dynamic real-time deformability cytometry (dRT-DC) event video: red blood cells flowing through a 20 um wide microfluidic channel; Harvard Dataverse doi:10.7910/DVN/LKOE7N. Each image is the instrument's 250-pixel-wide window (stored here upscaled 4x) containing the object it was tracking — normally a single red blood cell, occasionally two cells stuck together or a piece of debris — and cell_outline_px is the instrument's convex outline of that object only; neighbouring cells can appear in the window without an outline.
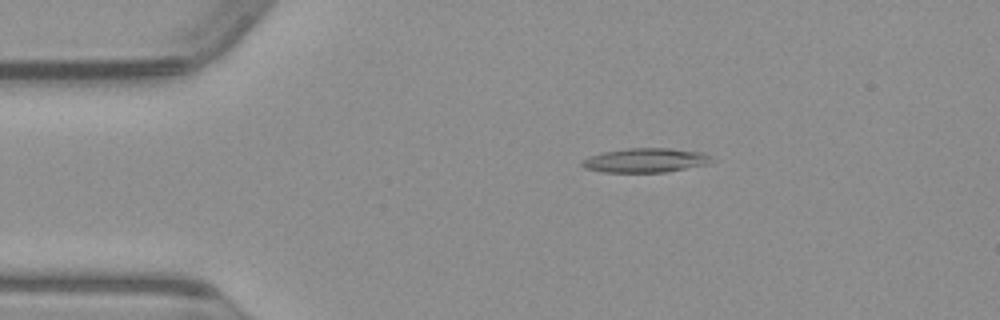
{"species": "common noctule bat (a hibernating species)", "species_latin": "Nyctalus noctula", "temperature_condition": "warm", "stored_images_in_passage": 50, "camera_frame_rate_fps": 3000, "um_per_image_px": 0.085, "animal": {"sex": "male", "body_mass_g": 23.1, "forearm_length_mm": 52.7}, "frame": {"image": 1, "passage_image": 9, "time_ms": 2.667, "image_size_px": [1000, 320], "cell_outline_px": [[712, 160], [708, 164], [664, 172], [604, 172], [584, 168], [580, 164], [580, 160], [588, 156], [604, 152], [628, 148], [668, 148], [704, 152], [712, 156]], "centroid_in_image_um": [54.84, 13.62], "position_along_channel_um": 30.2, "area_um2": 18.38}}
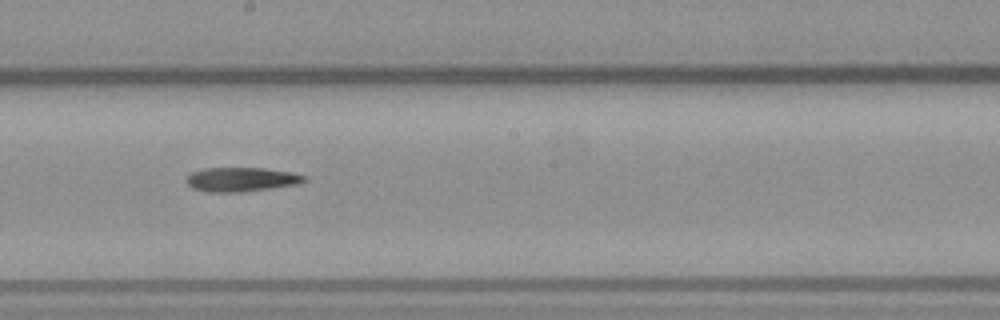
{"frame": {"image": 2, "passage_image": 27, "time_ms": 8.667, "image_size_px": [1000, 320], "cell_outline_px": [[308, 180], [296, 184], [244, 192], [208, 192], [192, 188], [184, 180], [192, 172], [204, 168], [264, 168], [288, 172], [308, 176]], "centroid_in_image_um": [20.49, 15.25], "position_along_channel_um": 227.7, "area_um2": 16.59}}
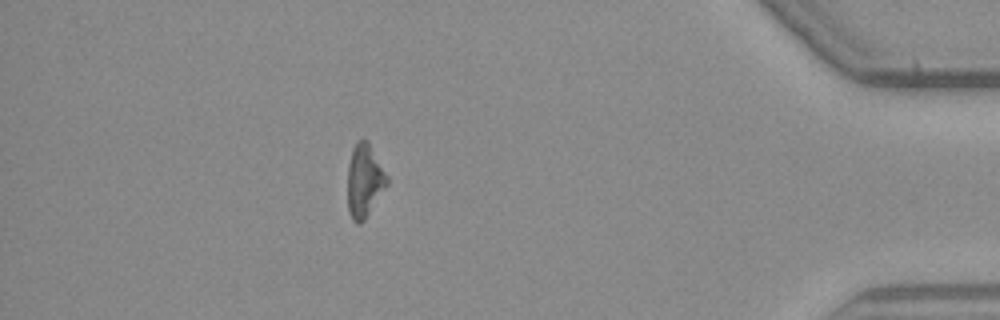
{"frame": {"image": 3, "passage_image": 44, "time_ms": 14.333, "image_size_px": [1000, 320], "cell_outline_px": [[388, 184], [364, 220], [360, 224], [356, 224], [352, 220], [348, 212], [348, 164], [352, 148], [356, 140], [368, 140], [388, 176]], "centroid_in_image_um": [30.97, 15.35], "position_along_channel_um": 404.2, "area_um2": 16.94}}